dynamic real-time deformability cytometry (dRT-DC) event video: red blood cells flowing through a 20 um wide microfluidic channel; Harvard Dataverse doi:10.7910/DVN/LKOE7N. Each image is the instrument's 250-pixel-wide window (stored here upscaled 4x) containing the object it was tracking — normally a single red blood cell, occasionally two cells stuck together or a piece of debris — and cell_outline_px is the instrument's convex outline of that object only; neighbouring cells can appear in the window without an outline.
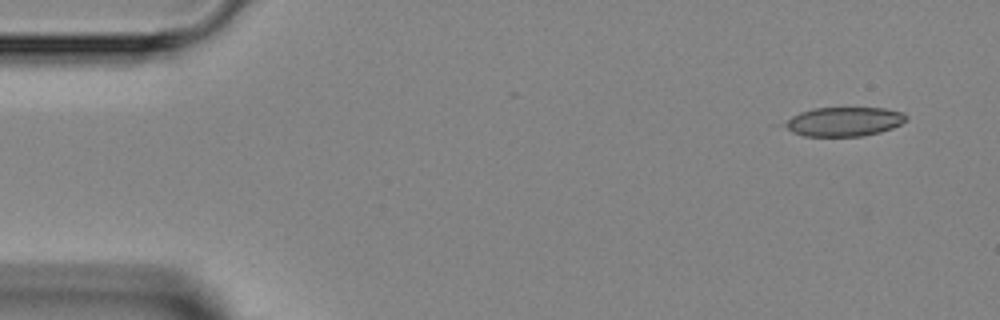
{"species": "Egyptian fruit bat (a non-hibernating species)", "species_latin": "Rousettus aegyptiacus", "temperature_condition": "room temperature", "stored_images_in_passage": 4, "camera_frame_rate_fps": 3000, "um_per_image_px": 0.085, "animal": {"sex": "female"}, "frame": {"image": 1, "passage_image": 1, "time_ms": 0.0, "image_size_px": [1000, 320], "cell_outline_px": [[908, 120], [892, 128], [880, 132], [864, 136], [804, 136], [792, 132], [780, 124], [792, 116], [800, 112], [812, 108], [884, 108], [904, 112], [908, 116]], "centroid_in_image_um": [71.74, 10.33], "position_along_channel_um": 13.3, "area_um2": 20.87}}
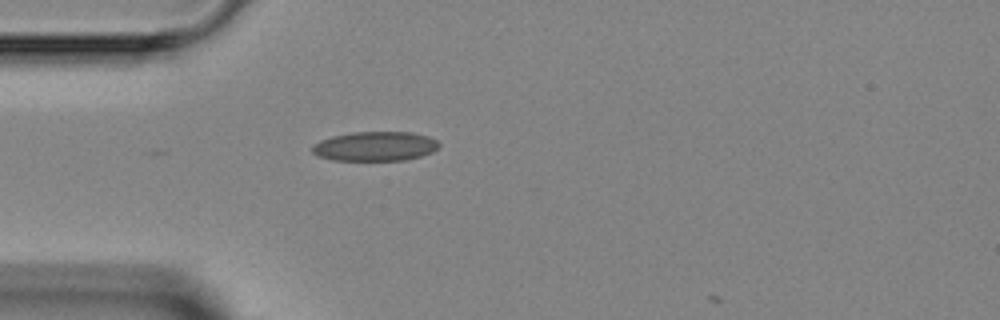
{"frame": {"image": 2, "passage_image": 4, "time_ms": 3.333, "image_size_px": [1000, 320], "cell_outline_px": [[440, 144], [432, 152], [420, 156], [404, 160], [332, 160], [316, 156], [312, 152], [312, 144], [320, 140], [332, 136], [352, 132], [412, 132], [428, 136], [436, 140]], "centroid_in_image_um": [31.84, 12.43], "position_along_channel_um": 53.2, "area_um2": 21.79}}